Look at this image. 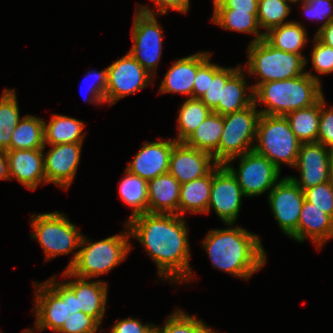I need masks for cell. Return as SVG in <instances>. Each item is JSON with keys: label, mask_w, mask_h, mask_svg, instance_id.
I'll list each match as a JSON object with an SVG mask.
<instances>
[{"label": "cell", "mask_w": 333, "mask_h": 333, "mask_svg": "<svg viewBox=\"0 0 333 333\" xmlns=\"http://www.w3.org/2000/svg\"><path fill=\"white\" fill-rule=\"evenodd\" d=\"M178 214L142 213L127 220L130 236L137 238L155 261L158 274L170 281L190 280L187 227Z\"/></svg>", "instance_id": "6da1fadb"}, {"label": "cell", "mask_w": 333, "mask_h": 333, "mask_svg": "<svg viewBox=\"0 0 333 333\" xmlns=\"http://www.w3.org/2000/svg\"><path fill=\"white\" fill-rule=\"evenodd\" d=\"M228 225L210 231L203 245L214 267L246 280L264 266L266 253L257 235Z\"/></svg>", "instance_id": "7a4b0ae2"}, {"label": "cell", "mask_w": 333, "mask_h": 333, "mask_svg": "<svg viewBox=\"0 0 333 333\" xmlns=\"http://www.w3.org/2000/svg\"><path fill=\"white\" fill-rule=\"evenodd\" d=\"M249 90L253 91L256 105L257 102L266 105L260 113L271 116H285L312 106L324 97L319 78L311 72L287 80L255 84Z\"/></svg>", "instance_id": "3957f363"}, {"label": "cell", "mask_w": 333, "mask_h": 333, "mask_svg": "<svg viewBox=\"0 0 333 333\" xmlns=\"http://www.w3.org/2000/svg\"><path fill=\"white\" fill-rule=\"evenodd\" d=\"M125 233L110 236L98 242H90L83 236L78 252L73 255L66 270L73 276L90 279L108 273L125 260L131 250L129 229Z\"/></svg>", "instance_id": "277c9868"}, {"label": "cell", "mask_w": 333, "mask_h": 333, "mask_svg": "<svg viewBox=\"0 0 333 333\" xmlns=\"http://www.w3.org/2000/svg\"><path fill=\"white\" fill-rule=\"evenodd\" d=\"M247 53L249 74H257L260 78L256 84L287 80L306 73L303 69L307 60L303 55L276 49L264 38L250 42Z\"/></svg>", "instance_id": "5b68a950"}, {"label": "cell", "mask_w": 333, "mask_h": 333, "mask_svg": "<svg viewBox=\"0 0 333 333\" xmlns=\"http://www.w3.org/2000/svg\"><path fill=\"white\" fill-rule=\"evenodd\" d=\"M254 150L267 157L278 169L280 163L295 166L301 142L291 130L285 116L261 114Z\"/></svg>", "instance_id": "8992f818"}, {"label": "cell", "mask_w": 333, "mask_h": 333, "mask_svg": "<svg viewBox=\"0 0 333 333\" xmlns=\"http://www.w3.org/2000/svg\"><path fill=\"white\" fill-rule=\"evenodd\" d=\"M253 102L250 106L223 115L224 127L219 143V165L229 164L237 157L254 150L260 111Z\"/></svg>", "instance_id": "52a82bcc"}, {"label": "cell", "mask_w": 333, "mask_h": 333, "mask_svg": "<svg viewBox=\"0 0 333 333\" xmlns=\"http://www.w3.org/2000/svg\"><path fill=\"white\" fill-rule=\"evenodd\" d=\"M31 219L34 230L31 239H38L47 259L67 255L80 247L83 235L64 214L55 211L38 214Z\"/></svg>", "instance_id": "ba28073f"}, {"label": "cell", "mask_w": 333, "mask_h": 333, "mask_svg": "<svg viewBox=\"0 0 333 333\" xmlns=\"http://www.w3.org/2000/svg\"><path fill=\"white\" fill-rule=\"evenodd\" d=\"M155 15L148 5L137 7L131 33L134 44L129 51L150 75L155 74L161 58L164 31Z\"/></svg>", "instance_id": "9c48e42d"}, {"label": "cell", "mask_w": 333, "mask_h": 333, "mask_svg": "<svg viewBox=\"0 0 333 333\" xmlns=\"http://www.w3.org/2000/svg\"><path fill=\"white\" fill-rule=\"evenodd\" d=\"M49 279L43 284L35 283V326L37 330H54L57 332L68 319V285ZM39 284V285H38Z\"/></svg>", "instance_id": "30bf717a"}, {"label": "cell", "mask_w": 333, "mask_h": 333, "mask_svg": "<svg viewBox=\"0 0 333 333\" xmlns=\"http://www.w3.org/2000/svg\"><path fill=\"white\" fill-rule=\"evenodd\" d=\"M238 170L229 164L225 166L236 177L245 196H258L271 190L278 182L280 169L267 157L251 150L240 156ZM278 180V181H277Z\"/></svg>", "instance_id": "8fae6325"}, {"label": "cell", "mask_w": 333, "mask_h": 333, "mask_svg": "<svg viewBox=\"0 0 333 333\" xmlns=\"http://www.w3.org/2000/svg\"><path fill=\"white\" fill-rule=\"evenodd\" d=\"M150 76L128 52L107 67L106 102L112 105L117 100L143 89L151 82Z\"/></svg>", "instance_id": "7c38bea8"}, {"label": "cell", "mask_w": 333, "mask_h": 333, "mask_svg": "<svg viewBox=\"0 0 333 333\" xmlns=\"http://www.w3.org/2000/svg\"><path fill=\"white\" fill-rule=\"evenodd\" d=\"M268 200L280 229L297 240V226L305 200L303 190L292 179L285 177L269 191Z\"/></svg>", "instance_id": "4fadbf2b"}, {"label": "cell", "mask_w": 333, "mask_h": 333, "mask_svg": "<svg viewBox=\"0 0 333 333\" xmlns=\"http://www.w3.org/2000/svg\"><path fill=\"white\" fill-rule=\"evenodd\" d=\"M243 196L245 195L236 177L225 165L217 164L212 169V186L207 213L212 208L223 222L234 224Z\"/></svg>", "instance_id": "5bb4252c"}, {"label": "cell", "mask_w": 333, "mask_h": 333, "mask_svg": "<svg viewBox=\"0 0 333 333\" xmlns=\"http://www.w3.org/2000/svg\"><path fill=\"white\" fill-rule=\"evenodd\" d=\"M331 152L332 150L318 142L302 143L294 166L300 171V180L292 176L288 177L303 191L328 182Z\"/></svg>", "instance_id": "9a60e30c"}, {"label": "cell", "mask_w": 333, "mask_h": 333, "mask_svg": "<svg viewBox=\"0 0 333 333\" xmlns=\"http://www.w3.org/2000/svg\"><path fill=\"white\" fill-rule=\"evenodd\" d=\"M216 165L211 154L177 142L170 155L168 172L183 184L207 175Z\"/></svg>", "instance_id": "2e32d148"}, {"label": "cell", "mask_w": 333, "mask_h": 333, "mask_svg": "<svg viewBox=\"0 0 333 333\" xmlns=\"http://www.w3.org/2000/svg\"><path fill=\"white\" fill-rule=\"evenodd\" d=\"M83 143H65L51 145L44 156V171L46 183L67 189L73 182L80 161Z\"/></svg>", "instance_id": "e0dca14e"}, {"label": "cell", "mask_w": 333, "mask_h": 333, "mask_svg": "<svg viewBox=\"0 0 333 333\" xmlns=\"http://www.w3.org/2000/svg\"><path fill=\"white\" fill-rule=\"evenodd\" d=\"M176 143L175 139L171 141L145 142L126 169L146 181L168 173L170 155Z\"/></svg>", "instance_id": "ac0fdd59"}, {"label": "cell", "mask_w": 333, "mask_h": 333, "mask_svg": "<svg viewBox=\"0 0 333 333\" xmlns=\"http://www.w3.org/2000/svg\"><path fill=\"white\" fill-rule=\"evenodd\" d=\"M44 148L6 151L10 180L16 178L30 190L37 189L41 181L46 183Z\"/></svg>", "instance_id": "d6986e66"}, {"label": "cell", "mask_w": 333, "mask_h": 333, "mask_svg": "<svg viewBox=\"0 0 333 333\" xmlns=\"http://www.w3.org/2000/svg\"><path fill=\"white\" fill-rule=\"evenodd\" d=\"M208 52H198L178 59L167 71L160 86L162 93H181L193 98V85L198 67L209 57Z\"/></svg>", "instance_id": "ffe728a7"}, {"label": "cell", "mask_w": 333, "mask_h": 333, "mask_svg": "<svg viewBox=\"0 0 333 333\" xmlns=\"http://www.w3.org/2000/svg\"><path fill=\"white\" fill-rule=\"evenodd\" d=\"M63 274L66 277L78 278L66 282L75 292L78 309L94 317L101 324L106 310L107 283L100 280L89 282L88 279L73 276L68 270H65Z\"/></svg>", "instance_id": "44dd1931"}, {"label": "cell", "mask_w": 333, "mask_h": 333, "mask_svg": "<svg viewBox=\"0 0 333 333\" xmlns=\"http://www.w3.org/2000/svg\"><path fill=\"white\" fill-rule=\"evenodd\" d=\"M180 188L169 172L147 181L148 213L178 214Z\"/></svg>", "instance_id": "7402d4cb"}, {"label": "cell", "mask_w": 333, "mask_h": 333, "mask_svg": "<svg viewBox=\"0 0 333 333\" xmlns=\"http://www.w3.org/2000/svg\"><path fill=\"white\" fill-rule=\"evenodd\" d=\"M308 237L318 248L321 247L333 237V218L304 200L297 226V241L302 242Z\"/></svg>", "instance_id": "603a6c76"}, {"label": "cell", "mask_w": 333, "mask_h": 333, "mask_svg": "<svg viewBox=\"0 0 333 333\" xmlns=\"http://www.w3.org/2000/svg\"><path fill=\"white\" fill-rule=\"evenodd\" d=\"M223 127V115L211 112L183 143L211 154L216 164H219V143Z\"/></svg>", "instance_id": "cb8c5ba5"}, {"label": "cell", "mask_w": 333, "mask_h": 333, "mask_svg": "<svg viewBox=\"0 0 333 333\" xmlns=\"http://www.w3.org/2000/svg\"><path fill=\"white\" fill-rule=\"evenodd\" d=\"M212 186V170L205 176L181 184L178 215L186 212L207 213Z\"/></svg>", "instance_id": "d4e9b609"}, {"label": "cell", "mask_w": 333, "mask_h": 333, "mask_svg": "<svg viewBox=\"0 0 333 333\" xmlns=\"http://www.w3.org/2000/svg\"><path fill=\"white\" fill-rule=\"evenodd\" d=\"M246 87L244 73L240 67L222 87L219 105L213 112L225 115L250 106L254 102L253 91L246 96Z\"/></svg>", "instance_id": "484cf974"}, {"label": "cell", "mask_w": 333, "mask_h": 333, "mask_svg": "<svg viewBox=\"0 0 333 333\" xmlns=\"http://www.w3.org/2000/svg\"><path fill=\"white\" fill-rule=\"evenodd\" d=\"M84 127L78 119L54 114L48 124L44 121V144L82 143Z\"/></svg>", "instance_id": "4316f807"}, {"label": "cell", "mask_w": 333, "mask_h": 333, "mask_svg": "<svg viewBox=\"0 0 333 333\" xmlns=\"http://www.w3.org/2000/svg\"><path fill=\"white\" fill-rule=\"evenodd\" d=\"M212 21L217 25L238 32L255 35L251 42L264 38L265 33L259 32L258 11H236V9H214Z\"/></svg>", "instance_id": "83f0119b"}, {"label": "cell", "mask_w": 333, "mask_h": 333, "mask_svg": "<svg viewBox=\"0 0 333 333\" xmlns=\"http://www.w3.org/2000/svg\"><path fill=\"white\" fill-rule=\"evenodd\" d=\"M305 28L296 21H289L270 29L264 35V39L276 49L301 54L307 39Z\"/></svg>", "instance_id": "f1b7e54d"}, {"label": "cell", "mask_w": 333, "mask_h": 333, "mask_svg": "<svg viewBox=\"0 0 333 333\" xmlns=\"http://www.w3.org/2000/svg\"><path fill=\"white\" fill-rule=\"evenodd\" d=\"M44 144V120L26 115L11 134L9 150L41 149Z\"/></svg>", "instance_id": "f546056e"}, {"label": "cell", "mask_w": 333, "mask_h": 333, "mask_svg": "<svg viewBox=\"0 0 333 333\" xmlns=\"http://www.w3.org/2000/svg\"><path fill=\"white\" fill-rule=\"evenodd\" d=\"M285 118L301 143L317 142L320 101L312 106L289 112L285 115Z\"/></svg>", "instance_id": "4dcf8cb0"}, {"label": "cell", "mask_w": 333, "mask_h": 333, "mask_svg": "<svg viewBox=\"0 0 333 333\" xmlns=\"http://www.w3.org/2000/svg\"><path fill=\"white\" fill-rule=\"evenodd\" d=\"M124 173L126 176L120 182L119 194L122 201L134 209L130 218L148 213L147 181L130 173L127 169Z\"/></svg>", "instance_id": "1f68e13d"}, {"label": "cell", "mask_w": 333, "mask_h": 333, "mask_svg": "<svg viewBox=\"0 0 333 333\" xmlns=\"http://www.w3.org/2000/svg\"><path fill=\"white\" fill-rule=\"evenodd\" d=\"M15 89H6L0 98V150L9 151L11 134L20 121Z\"/></svg>", "instance_id": "d6a6232c"}, {"label": "cell", "mask_w": 333, "mask_h": 333, "mask_svg": "<svg viewBox=\"0 0 333 333\" xmlns=\"http://www.w3.org/2000/svg\"><path fill=\"white\" fill-rule=\"evenodd\" d=\"M211 112L199 98H188L179 110L178 136L175 140L184 142Z\"/></svg>", "instance_id": "836d02e7"}, {"label": "cell", "mask_w": 333, "mask_h": 333, "mask_svg": "<svg viewBox=\"0 0 333 333\" xmlns=\"http://www.w3.org/2000/svg\"><path fill=\"white\" fill-rule=\"evenodd\" d=\"M241 67L224 68L209 61V85L199 98L212 112L218 107L221 99L222 87L226 81Z\"/></svg>", "instance_id": "e575fe53"}, {"label": "cell", "mask_w": 333, "mask_h": 333, "mask_svg": "<svg viewBox=\"0 0 333 333\" xmlns=\"http://www.w3.org/2000/svg\"><path fill=\"white\" fill-rule=\"evenodd\" d=\"M154 333H215L203 321L195 316L185 314L182 310H177L165 321L162 328L154 327Z\"/></svg>", "instance_id": "d590c367"}, {"label": "cell", "mask_w": 333, "mask_h": 333, "mask_svg": "<svg viewBox=\"0 0 333 333\" xmlns=\"http://www.w3.org/2000/svg\"><path fill=\"white\" fill-rule=\"evenodd\" d=\"M291 0H258L257 18L261 28L267 33L270 29L280 26L290 13L287 2Z\"/></svg>", "instance_id": "8d00e7d4"}, {"label": "cell", "mask_w": 333, "mask_h": 333, "mask_svg": "<svg viewBox=\"0 0 333 333\" xmlns=\"http://www.w3.org/2000/svg\"><path fill=\"white\" fill-rule=\"evenodd\" d=\"M305 200L314 204L333 218V188L328 183H322L303 191Z\"/></svg>", "instance_id": "74e56055"}, {"label": "cell", "mask_w": 333, "mask_h": 333, "mask_svg": "<svg viewBox=\"0 0 333 333\" xmlns=\"http://www.w3.org/2000/svg\"><path fill=\"white\" fill-rule=\"evenodd\" d=\"M100 323L82 311L72 313L57 333H95Z\"/></svg>", "instance_id": "f35d334b"}, {"label": "cell", "mask_w": 333, "mask_h": 333, "mask_svg": "<svg viewBox=\"0 0 333 333\" xmlns=\"http://www.w3.org/2000/svg\"><path fill=\"white\" fill-rule=\"evenodd\" d=\"M314 42L311 53L313 68L320 74L333 72V48L322 43L316 36Z\"/></svg>", "instance_id": "ab89813d"}, {"label": "cell", "mask_w": 333, "mask_h": 333, "mask_svg": "<svg viewBox=\"0 0 333 333\" xmlns=\"http://www.w3.org/2000/svg\"><path fill=\"white\" fill-rule=\"evenodd\" d=\"M325 98L320 100V121L317 142L333 150V107L325 109ZM325 109V110H324Z\"/></svg>", "instance_id": "60d3db41"}, {"label": "cell", "mask_w": 333, "mask_h": 333, "mask_svg": "<svg viewBox=\"0 0 333 333\" xmlns=\"http://www.w3.org/2000/svg\"><path fill=\"white\" fill-rule=\"evenodd\" d=\"M303 11L311 19H324V23L320 26H326L327 23L333 20V4L331 0H302Z\"/></svg>", "instance_id": "b9f144b4"}, {"label": "cell", "mask_w": 333, "mask_h": 333, "mask_svg": "<svg viewBox=\"0 0 333 333\" xmlns=\"http://www.w3.org/2000/svg\"><path fill=\"white\" fill-rule=\"evenodd\" d=\"M88 77H94L96 79L92 85H89V93L92 95V97L91 99L87 98V101L96 104H103L104 102H106L105 92L107 87V68L100 72H88V76H86L84 80H86V78Z\"/></svg>", "instance_id": "7bdbcfd3"}, {"label": "cell", "mask_w": 333, "mask_h": 333, "mask_svg": "<svg viewBox=\"0 0 333 333\" xmlns=\"http://www.w3.org/2000/svg\"><path fill=\"white\" fill-rule=\"evenodd\" d=\"M155 325L144 324L139 320L128 319L119 320L112 326L111 333H154Z\"/></svg>", "instance_id": "ee69618b"}, {"label": "cell", "mask_w": 333, "mask_h": 333, "mask_svg": "<svg viewBox=\"0 0 333 333\" xmlns=\"http://www.w3.org/2000/svg\"><path fill=\"white\" fill-rule=\"evenodd\" d=\"M209 56L197 69L193 85V98H200L209 85Z\"/></svg>", "instance_id": "f6af8a7d"}, {"label": "cell", "mask_w": 333, "mask_h": 333, "mask_svg": "<svg viewBox=\"0 0 333 333\" xmlns=\"http://www.w3.org/2000/svg\"><path fill=\"white\" fill-rule=\"evenodd\" d=\"M214 9H236V11H258V0H213Z\"/></svg>", "instance_id": "bcb514c9"}, {"label": "cell", "mask_w": 333, "mask_h": 333, "mask_svg": "<svg viewBox=\"0 0 333 333\" xmlns=\"http://www.w3.org/2000/svg\"><path fill=\"white\" fill-rule=\"evenodd\" d=\"M153 1V0H152ZM158 12L166 14L168 9L186 13L189 9L190 0H154Z\"/></svg>", "instance_id": "7dc6e473"}, {"label": "cell", "mask_w": 333, "mask_h": 333, "mask_svg": "<svg viewBox=\"0 0 333 333\" xmlns=\"http://www.w3.org/2000/svg\"><path fill=\"white\" fill-rule=\"evenodd\" d=\"M315 36L322 43L333 48V20L329 21L326 26L318 28Z\"/></svg>", "instance_id": "c3c4849f"}, {"label": "cell", "mask_w": 333, "mask_h": 333, "mask_svg": "<svg viewBox=\"0 0 333 333\" xmlns=\"http://www.w3.org/2000/svg\"><path fill=\"white\" fill-rule=\"evenodd\" d=\"M10 180L6 151L0 150V180Z\"/></svg>", "instance_id": "681fc988"}, {"label": "cell", "mask_w": 333, "mask_h": 333, "mask_svg": "<svg viewBox=\"0 0 333 333\" xmlns=\"http://www.w3.org/2000/svg\"><path fill=\"white\" fill-rule=\"evenodd\" d=\"M68 307H69V313H77L81 311L78 309L77 304V297L75 295V292L68 286Z\"/></svg>", "instance_id": "f907efd6"}, {"label": "cell", "mask_w": 333, "mask_h": 333, "mask_svg": "<svg viewBox=\"0 0 333 333\" xmlns=\"http://www.w3.org/2000/svg\"><path fill=\"white\" fill-rule=\"evenodd\" d=\"M328 183L333 188V150L330 155L329 168H328Z\"/></svg>", "instance_id": "816d5d0a"}, {"label": "cell", "mask_w": 333, "mask_h": 333, "mask_svg": "<svg viewBox=\"0 0 333 333\" xmlns=\"http://www.w3.org/2000/svg\"><path fill=\"white\" fill-rule=\"evenodd\" d=\"M23 333H34L31 329H26L25 331H23Z\"/></svg>", "instance_id": "f5cc1de1"}, {"label": "cell", "mask_w": 333, "mask_h": 333, "mask_svg": "<svg viewBox=\"0 0 333 333\" xmlns=\"http://www.w3.org/2000/svg\"><path fill=\"white\" fill-rule=\"evenodd\" d=\"M292 1V3H296L297 1H299V0H291Z\"/></svg>", "instance_id": "db71d44e"}]
</instances>
